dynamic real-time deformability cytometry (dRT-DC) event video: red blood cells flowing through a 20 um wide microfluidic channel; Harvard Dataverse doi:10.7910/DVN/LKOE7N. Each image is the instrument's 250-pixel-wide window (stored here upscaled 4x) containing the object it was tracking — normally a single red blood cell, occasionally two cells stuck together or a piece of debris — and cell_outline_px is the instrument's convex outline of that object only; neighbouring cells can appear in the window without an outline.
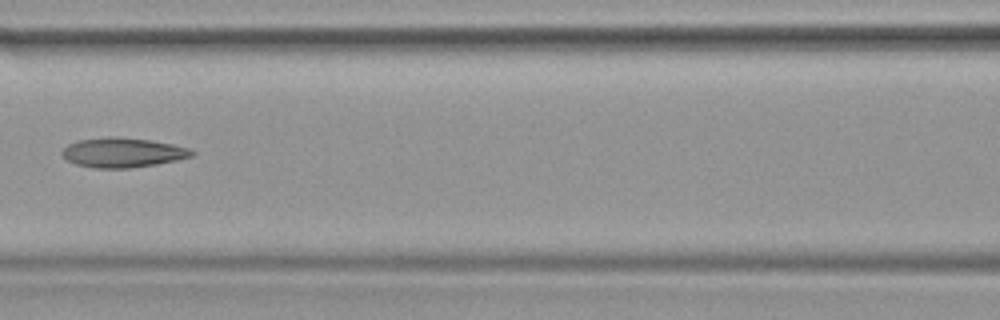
{"species": "common noctule bat (a hibernating species)", "species_latin": "Nyctalus noctula", "temperature_condition": "warm", "stored_images_in_passage": 38, "camera_frame_rate_fps": 3000, "um_per_image_px": 0.085, "animal": {"sex": "female", "body_mass_g": 19.9}, "frame": {"image": 1, "passage_image": 17, "time_ms": 5.333, "image_size_px": [1000, 320], "cell_outline_px": [[196, 152], [192, 156], [176, 160], [156, 164], [128, 168], [92, 168], [76, 164], [68, 160], [60, 152], [68, 144], [80, 140], [112, 136], [148, 140], [172, 144], [188, 148]], "centroid_in_image_um": [10.42, 12.97], "position_along_channel_um": 156.2, "area_um2": 22.14}}